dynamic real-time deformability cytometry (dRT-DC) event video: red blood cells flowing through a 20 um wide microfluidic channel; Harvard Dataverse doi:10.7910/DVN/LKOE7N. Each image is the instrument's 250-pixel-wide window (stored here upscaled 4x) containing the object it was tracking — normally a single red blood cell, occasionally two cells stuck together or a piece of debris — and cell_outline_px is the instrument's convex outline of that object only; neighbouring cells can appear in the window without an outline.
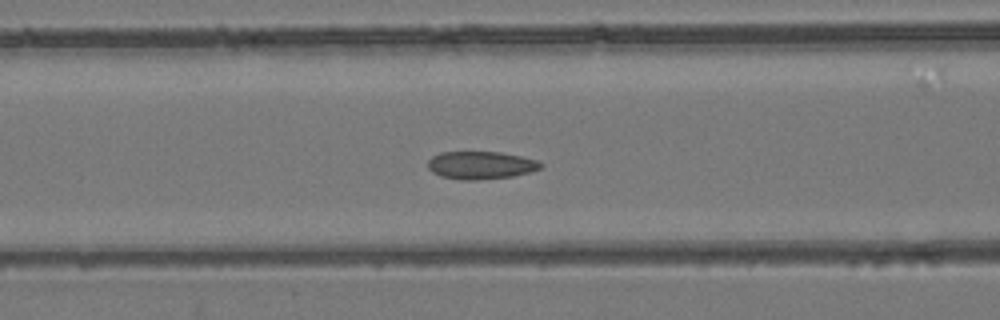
{"species": "common noctule bat (a hibernating species)", "species_latin": "Nyctalus noctula", "temperature_condition": "room temperature", "stored_images_in_passage": 25, "camera_frame_rate_fps": 3000, "um_per_image_px": 0.085, "animal": {"sex": "female", "body_mass_g": 24.6, "forearm_length_mm": 56.2}, "frame": {"image": 1, "passage_image": 22, "time_ms": 7.0, "image_size_px": [1000, 320], "cell_outline_px": [[544, 168], [512, 176], [476, 180], [460, 180], [440, 176], [432, 172], [428, 168], [428, 160], [432, 156], [440, 152], [500, 152], [520, 156], [536, 160], [544, 164]], "centroid_in_image_um": [40.85, 14.04], "position_along_channel_um": 125.7, "area_um2": 18.32}}
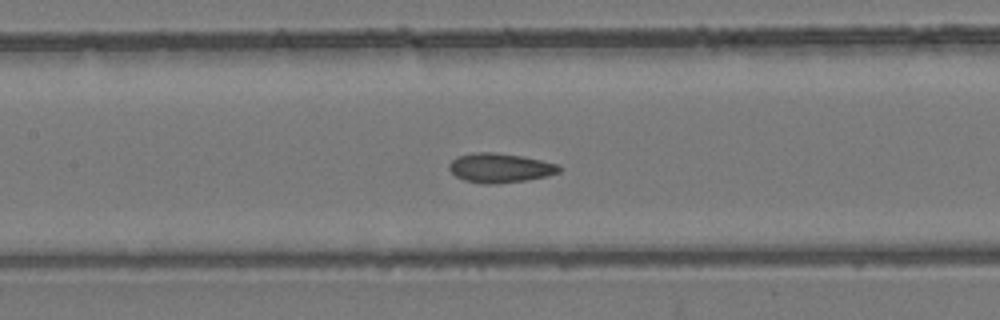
{"frame": {"image": 2, "passage_image": 25, "time_ms": 8.0, "image_size_px": [1000, 320], "cell_outline_px": [[564, 168], [560, 172], [548, 176], [524, 180], [496, 184], [484, 184], [464, 180], [456, 176], [448, 168], [448, 164], [456, 156], [472, 152], [492, 152], [524, 156], [560, 164]], "centroid_in_image_um": [42.53, 14.26], "position_along_channel_um": 164.9, "area_um2": 19.13}}